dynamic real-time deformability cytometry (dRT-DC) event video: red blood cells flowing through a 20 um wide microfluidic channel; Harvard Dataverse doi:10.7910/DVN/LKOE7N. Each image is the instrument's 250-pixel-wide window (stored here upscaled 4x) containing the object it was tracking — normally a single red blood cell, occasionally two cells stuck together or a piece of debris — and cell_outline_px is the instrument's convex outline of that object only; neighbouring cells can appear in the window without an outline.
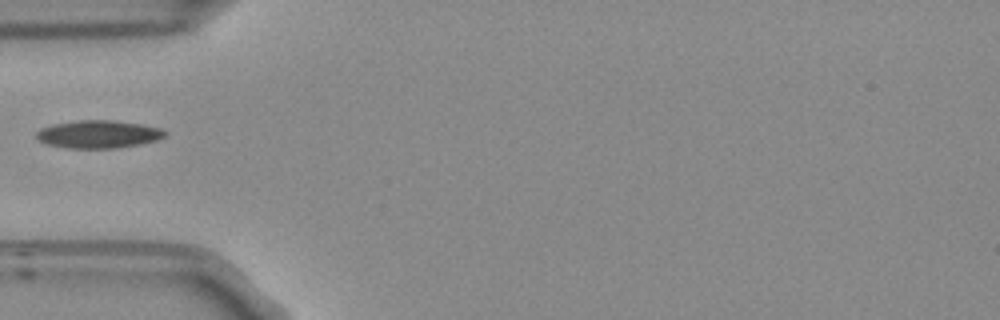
{"species": "Egyptian fruit bat (a non-hibernating species)", "species_latin": "Rousettus aegyptiacus", "temperature_condition": "room temperature", "stored_images_in_passage": 5, "camera_frame_rate_fps": 3000, "um_per_image_px": 0.085, "frame": {"image": 1, "passage_image": 1, "time_ms": 0.0, "image_size_px": [1000, 320], "cell_outline_px": [[168, 132], [164, 136], [156, 140], [136, 144], [112, 148], [64, 148], [44, 144], [36, 136], [36, 132], [40, 128], [52, 124], [76, 120], [116, 120], [144, 124], [160, 128]], "centroid_in_image_um": [8.32, 11.39], "position_along_channel_um": 76.7, "area_um2": 20.92}}